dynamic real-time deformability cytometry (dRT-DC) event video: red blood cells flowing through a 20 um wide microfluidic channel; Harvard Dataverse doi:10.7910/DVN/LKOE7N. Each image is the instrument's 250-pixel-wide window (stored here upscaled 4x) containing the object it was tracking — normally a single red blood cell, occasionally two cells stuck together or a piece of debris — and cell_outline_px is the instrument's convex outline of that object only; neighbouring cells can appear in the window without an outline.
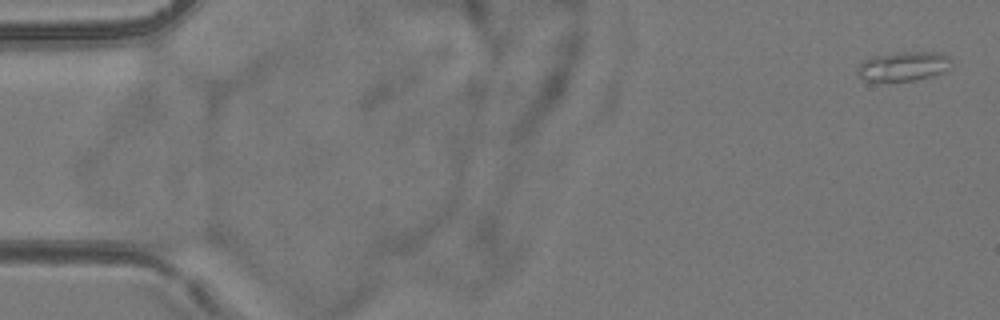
{"species": "common noctule bat (a hibernating species)", "species_latin": "Nyctalus noctula", "temperature_condition": "room temperature", "stored_images_in_passage": 6, "camera_frame_rate_fps": 3000, "um_per_image_px": 0.085, "animal": {"sex": "female", "body_mass_g": 24.6, "forearm_length_mm": 56.2}, "frame": {"image": 1, "passage_image": 1, "time_ms": 0.0, "image_size_px": [1000, 320], "cell_outline_px": [[952, 60], [948, 68], [944, 72], [932, 76], [916, 80], [864, 80], [860, 76], [856, 68], [864, 60], [872, 56], [896, 52], [940, 52], [948, 56]], "centroid_in_image_um": [76.82, 5.61], "position_along_channel_um": 8.2, "area_um2": 15.95}}
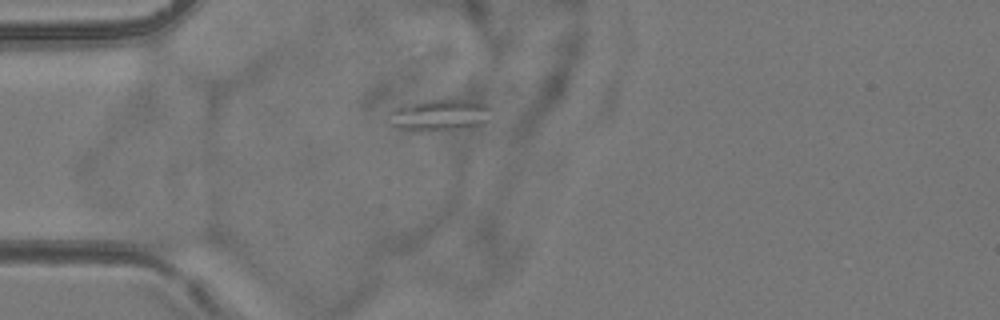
{"frame": {"image": 2, "passage_image": 5, "time_ms": 4.667, "image_size_px": [1000, 320], "cell_outline_px": [[492, 120], [480, 124], [452, 128], [400, 128], [388, 124], [388, 112], [392, 108], [400, 104], [424, 100], [468, 100], [488, 104], [492, 108]], "centroid_in_image_um": [37.36, 9.71], "position_along_channel_um": 47.6, "area_um2": 18.5}}